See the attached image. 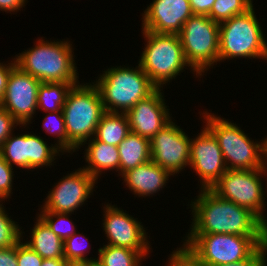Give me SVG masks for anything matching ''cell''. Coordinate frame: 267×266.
<instances>
[{
	"instance_id": "obj_1",
	"label": "cell",
	"mask_w": 267,
	"mask_h": 266,
	"mask_svg": "<svg viewBox=\"0 0 267 266\" xmlns=\"http://www.w3.org/2000/svg\"><path fill=\"white\" fill-rule=\"evenodd\" d=\"M191 200L192 223L188 234L265 236L260 219L249 209L225 200L211 189H199Z\"/></svg>"
},
{
	"instance_id": "obj_2",
	"label": "cell",
	"mask_w": 267,
	"mask_h": 266,
	"mask_svg": "<svg viewBox=\"0 0 267 266\" xmlns=\"http://www.w3.org/2000/svg\"><path fill=\"white\" fill-rule=\"evenodd\" d=\"M38 39L34 47L15 55V64L41 83H80L71 42Z\"/></svg>"
},
{
	"instance_id": "obj_3",
	"label": "cell",
	"mask_w": 267,
	"mask_h": 266,
	"mask_svg": "<svg viewBox=\"0 0 267 266\" xmlns=\"http://www.w3.org/2000/svg\"><path fill=\"white\" fill-rule=\"evenodd\" d=\"M68 138V153L77 152L95 136L105 109L98 88L92 83H79L68 92L62 108Z\"/></svg>"
},
{
	"instance_id": "obj_4",
	"label": "cell",
	"mask_w": 267,
	"mask_h": 266,
	"mask_svg": "<svg viewBox=\"0 0 267 266\" xmlns=\"http://www.w3.org/2000/svg\"><path fill=\"white\" fill-rule=\"evenodd\" d=\"M101 74L93 84L99 90L105 112L126 113L157 89L139 64L136 68L113 66Z\"/></svg>"
},
{
	"instance_id": "obj_5",
	"label": "cell",
	"mask_w": 267,
	"mask_h": 266,
	"mask_svg": "<svg viewBox=\"0 0 267 266\" xmlns=\"http://www.w3.org/2000/svg\"><path fill=\"white\" fill-rule=\"evenodd\" d=\"M141 32L146 44L138 63L157 88L163 89L189 67L196 78L200 77L187 63L178 34Z\"/></svg>"
},
{
	"instance_id": "obj_6",
	"label": "cell",
	"mask_w": 267,
	"mask_h": 266,
	"mask_svg": "<svg viewBox=\"0 0 267 266\" xmlns=\"http://www.w3.org/2000/svg\"><path fill=\"white\" fill-rule=\"evenodd\" d=\"M211 112L201 113L203 122L217 138L227 169H263L264 139L254 142L236 123Z\"/></svg>"
},
{
	"instance_id": "obj_7",
	"label": "cell",
	"mask_w": 267,
	"mask_h": 266,
	"mask_svg": "<svg viewBox=\"0 0 267 266\" xmlns=\"http://www.w3.org/2000/svg\"><path fill=\"white\" fill-rule=\"evenodd\" d=\"M254 9L219 24V62L234 58L267 60V41Z\"/></svg>"
},
{
	"instance_id": "obj_8",
	"label": "cell",
	"mask_w": 267,
	"mask_h": 266,
	"mask_svg": "<svg viewBox=\"0 0 267 266\" xmlns=\"http://www.w3.org/2000/svg\"><path fill=\"white\" fill-rule=\"evenodd\" d=\"M183 245L207 266L221 265L247 259L266 236L232 234H187Z\"/></svg>"
},
{
	"instance_id": "obj_9",
	"label": "cell",
	"mask_w": 267,
	"mask_h": 266,
	"mask_svg": "<svg viewBox=\"0 0 267 266\" xmlns=\"http://www.w3.org/2000/svg\"><path fill=\"white\" fill-rule=\"evenodd\" d=\"M184 56L201 77L219 62V23L205 15H192L178 33ZM206 71V72H205ZM203 73V74H202Z\"/></svg>"
},
{
	"instance_id": "obj_10",
	"label": "cell",
	"mask_w": 267,
	"mask_h": 266,
	"mask_svg": "<svg viewBox=\"0 0 267 266\" xmlns=\"http://www.w3.org/2000/svg\"><path fill=\"white\" fill-rule=\"evenodd\" d=\"M267 171L263 169L238 170L227 169V171L212 186L211 190L225 200L232 201L239 206L249 209L261 222L265 236L267 237V217L264 214L265 193L262 184ZM264 214V215H263Z\"/></svg>"
},
{
	"instance_id": "obj_11",
	"label": "cell",
	"mask_w": 267,
	"mask_h": 266,
	"mask_svg": "<svg viewBox=\"0 0 267 266\" xmlns=\"http://www.w3.org/2000/svg\"><path fill=\"white\" fill-rule=\"evenodd\" d=\"M44 138L34 133L11 134L0 147L4 160L22 169H38L54 166V160L64 154L54 144L48 145ZM57 156V157H56ZM53 162V163H52Z\"/></svg>"
},
{
	"instance_id": "obj_12",
	"label": "cell",
	"mask_w": 267,
	"mask_h": 266,
	"mask_svg": "<svg viewBox=\"0 0 267 266\" xmlns=\"http://www.w3.org/2000/svg\"><path fill=\"white\" fill-rule=\"evenodd\" d=\"M103 206V231L108 245L115 247H126L140 252L145 259L149 255L150 236L146 232L144 225L138 218L126 213L127 211L118 208L115 204L105 202Z\"/></svg>"
},
{
	"instance_id": "obj_13",
	"label": "cell",
	"mask_w": 267,
	"mask_h": 266,
	"mask_svg": "<svg viewBox=\"0 0 267 266\" xmlns=\"http://www.w3.org/2000/svg\"><path fill=\"white\" fill-rule=\"evenodd\" d=\"M75 171V172H74ZM97 180L82 167L66 173L48 191L40 212L71 213L78 210L94 192Z\"/></svg>"
},
{
	"instance_id": "obj_14",
	"label": "cell",
	"mask_w": 267,
	"mask_h": 266,
	"mask_svg": "<svg viewBox=\"0 0 267 266\" xmlns=\"http://www.w3.org/2000/svg\"><path fill=\"white\" fill-rule=\"evenodd\" d=\"M191 138L172 120L150 140L151 160L173 176L190 163Z\"/></svg>"
},
{
	"instance_id": "obj_15",
	"label": "cell",
	"mask_w": 267,
	"mask_h": 266,
	"mask_svg": "<svg viewBox=\"0 0 267 266\" xmlns=\"http://www.w3.org/2000/svg\"><path fill=\"white\" fill-rule=\"evenodd\" d=\"M41 82L15 65L9 74L4 98L0 106L26 128L32 124L33 115L37 110L38 88Z\"/></svg>"
},
{
	"instance_id": "obj_16",
	"label": "cell",
	"mask_w": 267,
	"mask_h": 266,
	"mask_svg": "<svg viewBox=\"0 0 267 266\" xmlns=\"http://www.w3.org/2000/svg\"><path fill=\"white\" fill-rule=\"evenodd\" d=\"M189 166L200 178V189H211L227 171L218 140L205 125L191 138Z\"/></svg>"
},
{
	"instance_id": "obj_17",
	"label": "cell",
	"mask_w": 267,
	"mask_h": 266,
	"mask_svg": "<svg viewBox=\"0 0 267 266\" xmlns=\"http://www.w3.org/2000/svg\"><path fill=\"white\" fill-rule=\"evenodd\" d=\"M162 88L139 100L125 114L132 133L151 140L166 124L173 120L166 105Z\"/></svg>"
},
{
	"instance_id": "obj_18",
	"label": "cell",
	"mask_w": 267,
	"mask_h": 266,
	"mask_svg": "<svg viewBox=\"0 0 267 266\" xmlns=\"http://www.w3.org/2000/svg\"><path fill=\"white\" fill-rule=\"evenodd\" d=\"M192 15L189 0H153L142 14V30L178 34Z\"/></svg>"
},
{
	"instance_id": "obj_19",
	"label": "cell",
	"mask_w": 267,
	"mask_h": 266,
	"mask_svg": "<svg viewBox=\"0 0 267 266\" xmlns=\"http://www.w3.org/2000/svg\"><path fill=\"white\" fill-rule=\"evenodd\" d=\"M173 175L163 169L161 166L155 164L152 160L137 166L136 168L130 169L123 173V183L129 188L131 193L133 192L136 197H151L164 189L169 177Z\"/></svg>"
},
{
	"instance_id": "obj_20",
	"label": "cell",
	"mask_w": 267,
	"mask_h": 266,
	"mask_svg": "<svg viewBox=\"0 0 267 266\" xmlns=\"http://www.w3.org/2000/svg\"><path fill=\"white\" fill-rule=\"evenodd\" d=\"M87 148L84 152V158L87 165L83 166L90 175L96 180H100V175L107 172V170L118 171L120 176V156L118 147L98 141L95 137L84 143Z\"/></svg>"
},
{
	"instance_id": "obj_21",
	"label": "cell",
	"mask_w": 267,
	"mask_h": 266,
	"mask_svg": "<svg viewBox=\"0 0 267 266\" xmlns=\"http://www.w3.org/2000/svg\"><path fill=\"white\" fill-rule=\"evenodd\" d=\"M33 228L30 229V240L25 241L31 249L43 259L64 258V241L60 239L38 215Z\"/></svg>"
},
{
	"instance_id": "obj_22",
	"label": "cell",
	"mask_w": 267,
	"mask_h": 266,
	"mask_svg": "<svg viewBox=\"0 0 267 266\" xmlns=\"http://www.w3.org/2000/svg\"><path fill=\"white\" fill-rule=\"evenodd\" d=\"M118 147L120 176L151 160L150 140L130 132Z\"/></svg>"
},
{
	"instance_id": "obj_23",
	"label": "cell",
	"mask_w": 267,
	"mask_h": 266,
	"mask_svg": "<svg viewBox=\"0 0 267 266\" xmlns=\"http://www.w3.org/2000/svg\"><path fill=\"white\" fill-rule=\"evenodd\" d=\"M131 132L125 113L105 112L97 125L95 138L98 141L118 146Z\"/></svg>"
},
{
	"instance_id": "obj_24",
	"label": "cell",
	"mask_w": 267,
	"mask_h": 266,
	"mask_svg": "<svg viewBox=\"0 0 267 266\" xmlns=\"http://www.w3.org/2000/svg\"><path fill=\"white\" fill-rule=\"evenodd\" d=\"M79 83H41L38 88L37 110L62 111L68 92Z\"/></svg>"
},
{
	"instance_id": "obj_25",
	"label": "cell",
	"mask_w": 267,
	"mask_h": 266,
	"mask_svg": "<svg viewBox=\"0 0 267 266\" xmlns=\"http://www.w3.org/2000/svg\"><path fill=\"white\" fill-rule=\"evenodd\" d=\"M97 257L98 266H142L144 256L135 250L126 247L103 245L99 248Z\"/></svg>"
},
{
	"instance_id": "obj_26",
	"label": "cell",
	"mask_w": 267,
	"mask_h": 266,
	"mask_svg": "<svg viewBox=\"0 0 267 266\" xmlns=\"http://www.w3.org/2000/svg\"><path fill=\"white\" fill-rule=\"evenodd\" d=\"M253 6V0H215L208 17L220 24L233 16L246 13Z\"/></svg>"
},
{
	"instance_id": "obj_27",
	"label": "cell",
	"mask_w": 267,
	"mask_h": 266,
	"mask_svg": "<svg viewBox=\"0 0 267 266\" xmlns=\"http://www.w3.org/2000/svg\"><path fill=\"white\" fill-rule=\"evenodd\" d=\"M45 113L46 115L42 123L45 133L52 134L55 138L57 137L54 145L62 152V154L68 153V138L63 111Z\"/></svg>"
},
{
	"instance_id": "obj_28",
	"label": "cell",
	"mask_w": 267,
	"mask_h": 266,
	"mask_svg": "<svg viewBox=\"0 0 267 266\" xmlns=\"http://www.w3.org/2000/svg\"><path fill=\"white\" fill-rule=\"evenodd\" d=\"M50 227V229L63 241L72 236L77 228L70 220L71 213L38 212V214Z\"/></svg>"
},
{
	"instance_id": "obj_29",
	"label": "cell",
	"mask_w": 267,
	"mask_h": 266,
	"mask_svg": "<svg viewBox=\"0 0 267 266\" xmlns=\"http://www.w3.org/2000/svg\"><path fill=\"white\" fill-rule=\"evenodd\" d=\"M6 211L4 205L0 204V248L15 246L22 240V228L10 219Z\"/></svg>"
},
{
	"instance_id": "obj_30",
	"label": "cell",
	"mask_w": 267,
	"mask_h": 266,
	"mask_svg": "<svg viewBox=\"0 0 267 266\" xmlns=\"http://www.w3.org/2000/svg\"><path fill=\"white\" fill-rule=\"evenodd\" d=\"M82 234L83 233L80 234V232L78 233L76 232L64 241V259L66 261L88 260V259L96 260L97 259L96 257L88 258L87 256V253H89L88 248H87L88 238L84 234L83 235ZM85 242L87 243V245Z\"/></svg>"
},
{
	"instance_id": "obj_31",
	"label": "cell",
	"mask_w": 267,
	"mask_h": 266,
	"mask_svg": "<svg viewBox=\"0 0 267 266\" xmlns=\"http://www.w3.org/2000/svg\"><path fill=\"white\" fill-rule=\"evenodd\" d=\"M167 266H207L202 263L190 250L184 245L170 254Z\"/></svg>"
},
{
	"instance_id": "obj_32",
	"label": "cell",
	"mask_w": 267,
	"mask_h": 266,
	"mask_svg": "<svg viewBox=\"0 0 267 266\" xmlns=\"http://www.w3.org/2000/svg\"><path fill=\"white\" fill-rule=\"evenodd\" d=\"M13 167L10 166L2 157L0 153V197L4 200L9 199L13 193V180L14 171Z\"/></svg>"
},
{
	"instance_id": "obj_33",
	"label": "cell",
	"mask_w": 267,
	"mask_h": 266,
	"mask_svg": "<svg viewBox=\"0 0 267 266\" xmlns=\"http://www.w3.org/2000/svg\"><path fill=\"white\" fill-rule=\"evenodd\" d=\"M23 233L22 231V240L17 243L18 266H41L43 258L27 244L23 243Z\"/></svg>"
},
{
	"instance_id": "obj_34",
	"label": "cell",
	"mask_w": 267,
	"mask_h": 266,
	"mask_svg": "<svg viewBox=\"0 0 267 266\" xmlns=\"http://www.w3.org/2000/svg\"><path fill=\"white\" fill-rule=\"evenodd\" d=\"M267 242L260 245L247 259L215 266H267Z\"/></svg>"
},
{
	"instance_id": "obj_35",
	"label": "cell",
	"mask_w": 267,
	"mask_h": 266,
	"mask_svg": "<svg viewBox=\"0 0 267 266\" xmlns=\"http://www.w3.org/2000/svg\"><path fill=\"white\" fill-rule=\"evenodd\" d=\"M21 126L13 116L0 106V147L4 141L14 133V129Z\"/></svg>"
},
{
	"instance_id": "obj_36",
	"label": "cell",
	"mask_w": 267,
	"mask_h": 266,
	"mask_svg": "<svg viewBox=\"0 0 267 266\" xmlns=\"http://www.w3.org/2000/svg\"><path fill=\"white\" fill-rule=\"evenodd\" d=\"M0 266H18L17 244L8 248H0Z\"/></svg>"
},
{
	"instance_id": "obj_37",
	"label": "cell",
	"mask_w": 267,
	"mask_h": 266,
	"mask_svg": "<svg viewBox=\"0 0 267 266\" xmlns=\"http://www.w3.org/2000/svg\"><path fill=\"white\" fill-rule=\"evenodd\" d=\"M14 58L7 64L0 62V101L4 98L11 69L15 66Z\"/></svg>"
},
{
	"instance_id": "obj_38",
	"label": "cell",
	"mask_w": 267,
	"mask_h": 266,
	"mask_svg": "<svg viewBox=\"0 0 267 266\" xmlns=\"http://www.w3.org/2000/svg\"><path fill=\"white\" fill-rule=\"evenodd\" d=\"M194 15L209 16L215 0H189Z\"/></svg>"
},
{
	"instance_id": "obj_39",
	"label": "cell",
	"mask_w": 267,
	"mask_h": 266,
	"mask_svg": "<svg viewBox=\"0 0 267 266\" xmlns=\"http://www.w3.org/2000/svg\"><path fill=\"white\" fill-rule=\"evenodd\" d=\"M27 0H0V11L8 12H19L21 8L26 6Z\"/></svg>"
},
{
	"instance_id": "obj_40",
	"label": "cell",
	"mask_w": 267,
	"mask_h": 266,
	"mask_svg": "<svg viewBox=\"0 0 267 266\" xmlns=\"http://www.w3.org/2000/svg\"><path fill=\"white\" fill-rule=\"evenodd\" d=\"M65 266H98L97 260H71L66 261Z\"/></svg>"
},
{
	"instance_id": "obj_41",
	"label": "cell",
	"mask_w": 267,
	"mask_h": 266,
	"mask_svg": "<svg viewBox=\"0 0 267 266\" xmlns=\"http://www.w3.org/2000/svg\"><path fill=\"white\" fill-rule=\"evenodd\" d=\"M66 260L64 258H56V259H43L41 266H65Z\"/></svg>"
},
{
	"instance_id": "obj_42",
	"label": "cell",
	"mask_w": 267,
	"mask_h": 266,
	"mask_svg": "<svg viewBox=\"0 0 267 266\" xmlns=\"http://www.w3.org/2000/svg\"><path fill=\"white\" fill-rule=\"evenodd\" d=\"M264 139V169L267 171V136Z\"/></svg>"
},
{
	"instance_id": "obj_43",
	"label": "cell",
	"mask_w": 267,
	"mask_h": 266,
	"mask_svg": "<svg viewBox=\"0 0 267 266\" xmlns=\"http://www.w3.org/2000/svg\"><path fill=\"white\" fill-rule=\"evenodd\" d=\"M3 201H4V200L0 197V204H3Z\"/></svg>"
}]
</instances>
